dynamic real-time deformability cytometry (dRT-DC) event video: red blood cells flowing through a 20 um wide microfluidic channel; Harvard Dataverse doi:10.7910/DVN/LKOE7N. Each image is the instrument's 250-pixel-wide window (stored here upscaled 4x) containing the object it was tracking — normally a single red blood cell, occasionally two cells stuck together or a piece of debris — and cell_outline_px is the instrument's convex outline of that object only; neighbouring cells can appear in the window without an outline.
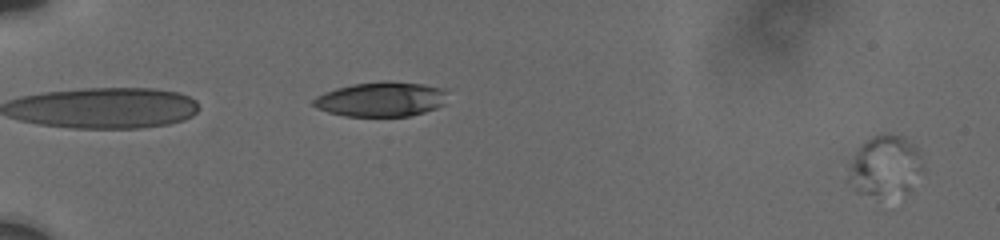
{"species": "human", "species_latin": "Homo sapiens", "temperature_condition": "cold", "stored_images_in_passage": 17, "camera_frame_rate_fps": 3000, "um_per_image_px": 0.085, "donor": {"sex": "male"}, "frame": {"image": 1, "passage_image": 2, "time_ms": 0.667, "image_size_px": [1000, 240], "cell_outline_px": [[920, 168], [880, 192], [856, 192], [848, 180], [848, 168], [856, 152], [872, 136], [888, 132], [904, 136], [916, 148], [920, 156]], "centroid_in_image_um": [75.03, 13.84], "position_along_channel_um": 10.0, "area_um2": 22.48}}